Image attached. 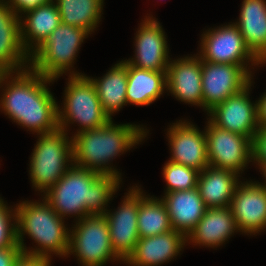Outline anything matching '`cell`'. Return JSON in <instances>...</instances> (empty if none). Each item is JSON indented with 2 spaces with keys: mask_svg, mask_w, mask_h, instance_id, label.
Listing matches in <instances>:
<instances>
[{
  "mask_svg": "<svg viewBox=\"0 0 266 266\" xmlns=\"http://www.w3.org/2000/svg\"><path fill=\"white\" fill-rule=\"evenodd\" d=\"M52 81L30 67L16 73H0V87L4 88L0 108L12 121L37 135L56 131L58 104L47 88Z\"/></svg>",
  "mask_w": 266,
  "mask_h": 266,
  "instance_id": "cell-1",
  "label": "cell"
},
{
  "mask_svg": "<svg viewBox=\"0 0 266 266\" xmlns=\"http://www.w3.org/2000/svg\"><path fill=\"white\" fill-rule=\"evenodd\" d=\"M121 181L116 176L101 175L73 164L43 193V198L62 219L73 214L78 221L89 215H104Z\"/></svg>",
  "mask_w": 266,
  "mask_h": 266,
  "instance_id": "cell-2",
  "label": "cell"
},
{
  "mask_svg": "<svg viewBox=\"0 0 266 266\" xmlns=\"http://www.w3.org/2000/svg\"><path fill=\"white\" fill-rule=\"evenodd\" d=\"M146 130L136 124L117 125L111 119L98 129L76 133L72 136L73 164L101 175L120 178L121 173L109 162L142 142L147 136Z\"/></svg>",
  "mask_w": 266,
  "mask_h": 266,
  "instance_id": "cell-3",
  "label": "cell"
},
{
  "mask_svg": "<svg viewBox=\"0 0 266 266\" xmlns=\"http://www.w3.org/2000/svg\"><path fill=\"white\" fill-rule=\"evenodd\" d=\"M17 243L23 255L44 258L51 261L54 254L68 257L70 229L43 198L42 202L22 201L16 204ZM27 234L39 246L28 250L24 245ZM52 253V255H51Z\"/></svg>",
  "mask_w": 266,
  "mask_h": 266,
  "instance_id": "cell-4",
  "label": "cell"
},
{
  "mask_svg": "<svg viewBox=\"0 0 266 266\" xmlns=\"http://www.w3.org/2000/svg\"><path fill=\"white\" fill-rule=\"evenodd\" d=\"M90 33L61 23L31 55L30 68L43 77L58 79L70 71L71 75H84L71 71L78 50Z\"/></svg>",
  "mask_w": 266,
  "mask_h": 266,
  "instance_id": "cell-5",
  "label": "cell"
},
{
  "mask_svg": "<svg viewBox=\"0 0 266 266\" xmlns=\"http://www.w3.org/2000/svg\"><path fill=\"white\" fill-rule=\"evenodd\" d=\"M58 128L38 136L30 159V178L36 190L45 192L73 165L72 137ZM70 164H69V163Z\"/></svg>",
  "mask_w": 266,
  "mask_h": 266,
  "instance_id": "cell-6",
  "label": "cell"
},
{
  "mask_svg": "<svg viewBox=\"0 0 266 266\" xmlns=\"http://www.w3.org/2000/svg\"><path fill=\"white\" fill-rule=\"evenodd\" d=\"M64 106H58V127L65 132L69 124L78 123L80 129H98L107 124L111 118L103 110L95 85L86 75H69L65 87Z\"/></svg>",
  "mask_w": 266,
  "mask_h": 266,
  "instance_id": "cell-7",
  "label": "cell"
},
{
  "mask_svg": "<svg viewBox=\"0 0 266 266\" xmlns=\"http://www.w3.org/2000/svg\"><path fill=\"white\" fill-rule=\"evenodd\" d=\"M74 254L82 266H104L107 261L121 260L112 249L108 220L105 215H89L70 230L68 255Z\"/></svg>",
  "mask_w": 266,
  "mask_h": 266,
  "instance_id": "cell-8",
  "label": "cell"
},
{
  "mask_svg": "<svg viewBox=\"0 0 266 266\" xmlns=\"http://www.w3.org/2000/svg\"><path fill=\"white\" fill-rule=\"evenodd\" d=\"M200 45L199 57L202 61L241 65L248 68L250 73L252 71L249 69V62L251 66L259 64L263 66V63L246 46L235 23L206 30L202 34Z\"/></svg>",
  "mask_w": 266,
  "mask_h": 266,
  "instance_id": "cell-9",
  "label": "cell"
},
{
  "mask_svg": "<svg viewBox=\"0 0 266 266\" xmlns=\"http://www.w3.org/2000/svg\"><path fill=\"white\" fill-rule=\"evenodd\" d=\"M205 130L209 166L242 173L252 162V141L241 134L230 132L207 121Z\"/></svg>",
  "mask_w": 266,
  "mask_h": 266,
  "instance_id": "cell-10",
  "label": "cell"
},
{
  "mask_svg": "<svg viewBox=\"0 0 266 266\" xmlns=\"http://www.w3.org/2000/svg\"><path fill=\"white\" fill-rule=\"evenodd\" d=\"M241 65L202 61L203 109L211 110L230 96L241 92L253 79Z\"/></svg>",
  "mask_w": 266,
  "mask_h": 266,
  "instance_id": "cell-11",
  "label": "cell"
},
{
  "mask_svg": "<svg viewBox=\"0 0 266 266\" xmlns=\"http://www.w3.org/2000/svg\"><path fill=\"white\" fill-rule=\"evenodd\" d=\"M251 83L241 92L215 105L207 112L208 119L217 127L248 137L251 141L260 128L257 103L249 99Z\"/></svg>",
  "mask_w": 266,
  "mask_h": 266,
  "instance_id": "cell-12",
  "label": "cell"
},
{
  "mask_svg": "<svg viewBox=\"0 0 266 266\" xmlns=\"http://www.w3.org/2000/svg\"><path fill=\"white\" fill-rule=\"evenodd\" d=\"M139 209V187L132 186L115 212L107 210L112 249L124 262L134 251L139 240L137 217Z\"/></svg>",
  "mask_w": 266,
  "mask_h": 266,
  "instance_id": "cell-13",
  "label": "cell"
},
{
  "mask_svg": "<svg viewBox=\"0 0 266 266\" xmlns=\"http://www.w3.org/2000/svg\"><path fill=\"white\" fill-rule=\"evenodd\" d=\"M154 17L146 16L135 36V58L127 61L131 66L152 71H167L171 58L165 32Z\"/></svg>",
  "mask_w": 266,
  "mask_h": 266,
  "instance_id": "cell-14",
  "label": "cell"
},
{
  "mask_svg": "<svg viewBox=\"0 0 266 266\" xmlns=\"http://www.w3.org/2000/svg\"><path fill=\"white\" fill-rule=\"evenodd\" d=\"M166 134L169 140L171 158L169 161L188 166L199 172L209 166L207 139L201 131L189 121H176Z\"/></svg>",
  "mask_w": 266,
  "mask_h": 266,
  "instance_id": "cell-15",
  "label": "cell"
},
{
  "mask_svg": "<svg viewBox=\"0 0 266 266\" xmlns=\"http://www.w3.org/2000/svg\"><path fill=\"white\" fill-rule=\"evenodd\" d=\"M230 208L239 232L255 235L266 229V189L259 182L239 183Z\"/></svg>",
  "mask_w": 266,
  "mask_h": 266,
  "instance_id": "cell-16",
  "label": "cell"
},
{
  "mask_svg": "<svg viewBox=\"0 0 266 266\" xmlns=\"http://www.w3.org/2000/svg\"><path fill=\"white\" fill-rule=\"evenodd\" d=\"M166 85V90L176 99L203 108L202 60L199 54L170 60Z\"/></svg>",
  "mask_w": 266,
  "mask_h": 266,
  "instance_id": "cell-17",
  "label": "cell"
},
{
  "mask_svg": "<svg viewBox=\"0 0 266 266\" xmlns=\"http://www.w3.org/2000/svg\"><path fill=\"white\" fill-rule=\"evenodd\" d=\"M28 66L30 55L22 45L20 17L0 0V73H15Z\"/></svg>",
  "mask_w": 266,
  "mask_h": 266,
  "instance_id": "cell-18",
  "label": "cell"
},
{
  "mask_svg": "<svg viewBox=\"0 0 266 266\" xmlns=\"http://www.w3.org/2000/svg\"><path fill=\"white\" fill-rule=\"evenodd\" d=\"M186 237L176 230L139 238L134 251L124 261L129 266H160L174 259L182 251Z\"/></svg>",
  "mask_w": 266,
  "mask_h": 266,
  "instance_id": "cell-19",
  "label": "cell"
},
{
  "mask_svg": "<svg viewBox=\"0 0 266 266\" xmlns=\"http://www.w3.org/2000/svg\"><path fill=\"white\" fill-rule=\"evenodd\" d=\"M164 195L161 199L166 205L173 230L187 237L207 209L198 189L173 191Z\"/></svg>",
  "mask_w": 266,
  "mask_h": 266,
  "instance_id": "cell-20",
  "label": "cell"
},
{
  "mask_svg": "<svg viewBox=\"0 0 266 266\" xmlns=\"http://www.w3.org/2000/svg\"><path fill=\"white\" fill-rule=\"evenodd\" d=\"M239 232L230 206L224 208H207L204 216L186 237V242L193 245L218 247Z\"/></svg>",
  "mask_w": 266,
  "mask_h": 266,
  "instance_id": "cell-21",
  "label": "cell"
},
{
  "mask_svg": "<svg viewBox=\"0 0 266 266\" xmlns=\"http://www.w3.org/2000/svg\"><path fill=\"white\" fill-rule=\"evenodd\" d=\"M24 14V20L20 18L21 41L31 55L62 22L54 0Z\"/></svg>",
  "mask_w": 266,
  "mask_h": 266,
  "instance_id": "cell-22",
  "label": "cell"
},
{
  "mask_svg": "<svg viewBox=\"0 0 266 266\" xmlns=\"http://www.w3.org/2000/svg\"><path fill=\"white\" fill-rule=\"evenodd\" d=\"M236 172L208 166L199 172L197 189L207 208H224L231 204L239 183Z\"/></svg>",
  "mask_w": 266,
  "mask_h": 266,
  "instance_id": "cell-23",
  "label": "cell"
},
{
  "mask_svg": "<svg viewBox=\"0 0 266 266\" xmlns=\"http://www.w3.org/2000/svg\"><path fill=\"white\" fill-rule=\"evenodd\" d=\"M238 26L246 46L266 63V1L243 0Z\"/></svg>",
  "mask_w": 266,
  "mask_h": 266,
  "instance_id": "cell-24",
  "label": "cell"
},
{
  "mask_svg": "<svg viewBox=\"0 0 266 266\" xmlns=\"http://www.w3.org/2000/svg\"><path fill=\"white\" fill-rule=\"evenodd\" d=\"M166 72L136 68L127 62V104L148 106L166 90Z\"/></svg>",
  "mask_w": 266,
  "mask_h": 266,
  "instance_id": "cell-25",
  "label": "cell"
},
{
  "mask_svg": "<svg viewBox=\"0 0 266 266\" xmlns=\"http://www.w3.org/2000/svg\"><path fill=\"white\" fill-rule=\"evenodd\" d=\"M95 85L103 110L112 119L114 112L127 104V61H120L100 79L90 78Z\"/></svg>",
  "mask_w": 266,
  "mask_h": 266,
  "instance_id": "cell-26",
  "label": "cell"
},
{
  "mask_svg": "<svg viewBox=\"0 0 266 266\" xmlns=\"http://www.w3.org/2000/svg\"><path fill=\"white\" fill-rule=\"evenodd\" d=\"M147 196L139 188L137 217L139 237H152L173 230L166 205L162 199Z\"/></svg>",
  "mask_w": 266,
  "mask_h": 266,
  "instance_id": "cell-27",
  "label": "cell"
},
{
  "mask_svg": "<svg viewBox=\"0 0 266 266\" xmlns=\"http://www.w3.org/2000/svg\"><path fill=\"white\" fill-rule=\"evenodd\" d=\"M63 24L94 32L103 14L104 0H54Z\"/></svg>",
  "mask_w": 266,
  "mask_h": 266,
  "instance_id": "cell-28",
  "label": "cell"
},
{
  "mask_svg": "<svg viewBox=\"0 0 266 266\" xmlns=\"http://www.w3.org/2000/svg\"><path fill=\"white\" fill-rule=\"evenodd\" d=\"M162 171L164 179L167 182L165 193L197 188L199 171L193 168L168 161Z\"/></svg>",
  "mask_w": 266,
  "mask_h": 266,
  "instance_id": "cell-29",
  "label": "cell"
},
{
  "mask_svg": "<svg viewBox=\"0 0 266 266\" xmlns=\"http://www.w3.org/2000/svg\"><path fill=\"white\" fill-rule=\"evenodd\" d=\"M13 246H19L17 243L16 210L8 208L0 197V249Z\"/></svg>",
  "mask_w": 266,
  "mask_h": 266,
  "instance_id": "cell-30",
  "label": "cell"
},
{
  "mask_svg": "<svg viewBox=\"0 0 266 266\" xmlns=\"http://www.w3.org/2000/svg\"><path fill=\"white\" fill-rule=\"evenodd\" d=\"M252 161L266 163V127H260L252 140Z\"/></svg>",
  "mask_w": 266,
  "mask_h": 266,
  "instance_id": "cell-31",
  "label": "cell"
},
{
  "mask_svg": "<svg viewBox=\"0 0 266 266\" xmlns=\"http://www.w3.org/2000/svg\"><path fill=\"white\" fill-rule=\"evenodd\" d=\"M4 1L15 12L17 16L22 18L23 17L22 14L34 8H37L40 5L47 4L52 0H4Z\"/></svg>",
  "mask_w": 266,
  "mask_h": 266,
  "instance_id": "cell-32",
  "label": "cell"
},
{
  "mask_svg": "<svg viewBox=\"0 0 266 266\" xmlns=\"http://www.w3.org/2000/svg\"><path fill=\"white\" fill-rule=\"evenodd\" d=\"M23 255L20 246L0 249V266H14Z\"/></svg>",
  "mask_w": 266,
  "mask_h": 266,
  "instance_id": "cell-33",
  "label": "cell"
},
{
  "mask_svg": "<svg viewBox=\"0 0 266 266\" xmlns=\"http://www.w3.org/2000/svg\"><path fill=\"white\" fill-rule=\"evenodd\" d=\"M50 260L22 255L14 266H50Z\"/></svg>",
  "mask_w": 266,
  "mask_h": 266,
  "instance_id": "cell-34",
  "label": "cell"
},
{
  "mask_svg": "<svg viewBox=\"0 0 266 266\" xmlns=\"http://www.w3.org/2000/svg\"><path fill=\"white\" fill-rule=\"evenodd\" d=\"M259 127H266V92L256 101Z\"/></svg>",
  "mask_w": 266,
  "mask_h": 266,
  "instance_id": "cell-35",
  "label": "cell"
},
{
  "mask_svg": "<svg viewBox=\"0 0 266 266\" xmlns=\"http://www.w3.org/2000/svg\"><path fill=\"white\" fill-rule=\"evenodd\" d=\"M258 166H259V169H261L260 171H262V173L261 174H263V176L265 177V183H266V163H263V164H257ZM261 184V183H259V185L261 186V187H264L265 189H266V184Z\"/></svg>",
  "mask_w": 266,
  "mask_h": 266,
  "instance_id": "cell-36",
  "label": "cell"
}]
</instances>
